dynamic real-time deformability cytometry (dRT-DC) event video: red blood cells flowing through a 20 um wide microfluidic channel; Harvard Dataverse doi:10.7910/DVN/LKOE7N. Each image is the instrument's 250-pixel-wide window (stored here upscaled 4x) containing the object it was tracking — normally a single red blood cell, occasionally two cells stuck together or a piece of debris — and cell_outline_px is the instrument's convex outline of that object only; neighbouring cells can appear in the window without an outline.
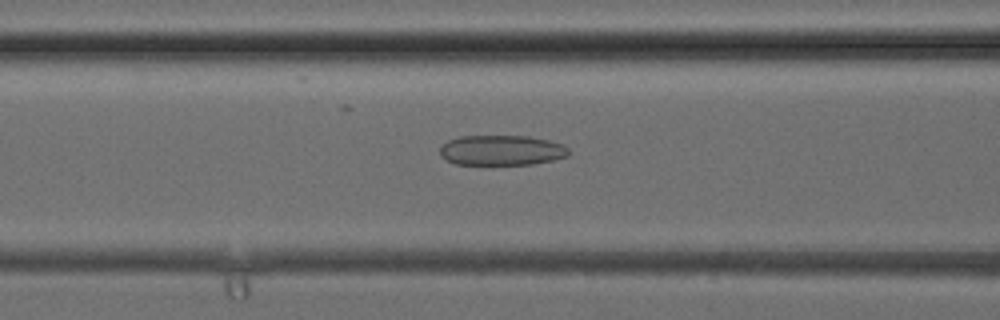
{"species": "common noctule bat (a hibernating species)", "species_latin": "Nyctalus noctula", "temperature_condition": "cold", "stored_images_in_passage": 38, "camera_frame_rate_fps": 3000, "um_per_image_px": 0.085, "animal": {"sex": "female", "body_mass_g": 24.6, "forearm_length_mm": 56.2}, "frame": {"image": 1, "passage_image": 15, "time_ms": 4.667, "image_size_px": [1000, 320], "cell_outline_px": [[568, 156], [552, 160], [532, 164], [456, 164], [440, 156], [440, 148], [448, 140], [460, 136], [528, 136], [548, 140], [564, 144], [568, 148]], "centroid_in_image_um": [42.64, 12.77], "position_along_channel_um": 124.0, "area_um2": 22.54}}
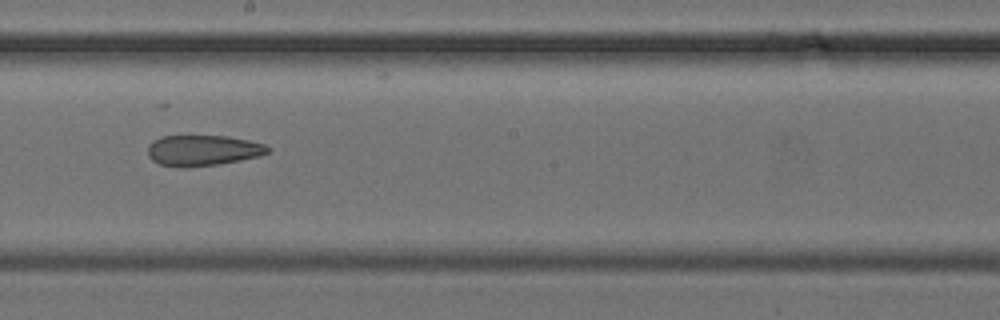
{"frame": {"image": 2, "passage_image": 21, "time_ms": 6.667, "image_size_px": [1000, 320], "cell_outline_px": [[268, 152], [260, 156], [240, 160], [216, 164], [184, 168], [180, 168], [160, 164], [152, 160], [148, 156], [148, 144], [152, 140], [160, 136], [228, 136], [248, 140], [264, 144], [268, 148]], "centroid_in_image_um": [17.18, 12.78], "position_along_channel_um": 231.0, "area_um2": 21.5}}
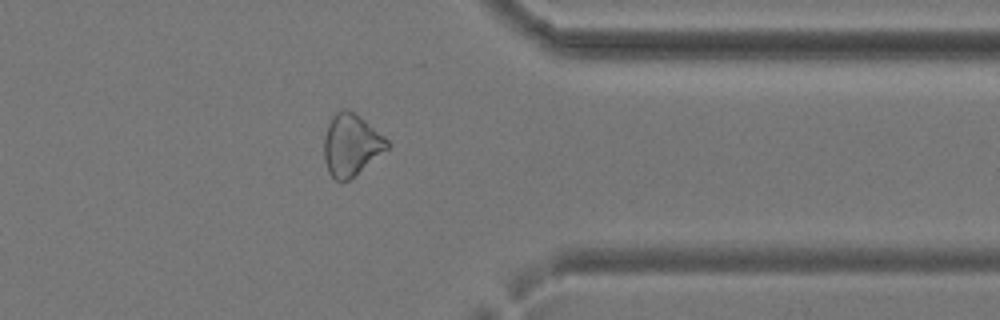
{"frame": {"image": 3, "passage_image": 30, "time_ms": 9.667, "image_size_px": [1000, 320], "cell_outline_px": [[388, 148], [352, 180], [336, 180], [328, 172], [324, 160], [324, 136], [328, 124], [332, 116], [336, 112], [344, 108], [360, 116], [384, 136], [388, 140]], "centroid_in_image_um": [29.84, 12.34], "position_along_channel_um": 381.6, "area_um2": 22.77}}